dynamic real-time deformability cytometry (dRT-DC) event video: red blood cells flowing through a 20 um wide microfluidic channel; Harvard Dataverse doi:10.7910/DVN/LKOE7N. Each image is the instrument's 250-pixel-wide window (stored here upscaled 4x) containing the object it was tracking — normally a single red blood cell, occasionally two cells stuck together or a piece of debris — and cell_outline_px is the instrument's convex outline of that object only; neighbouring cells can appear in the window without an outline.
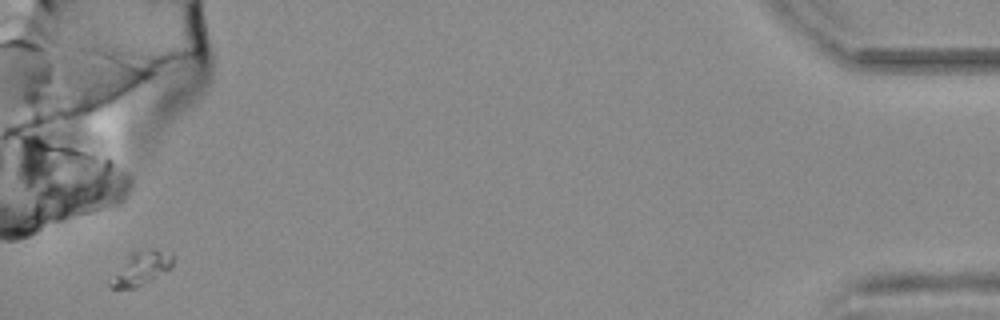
{"species": "common noctule bat (a hibernating species)", "species_latin": "Nyctalus noctula", "temperature_condition": "warm", "stored_images_in_passage": 39, "camera_frame_rate_fps": 3000, "um_per_image_px": 0.085, "animal": {"sex": "female", "body_mass_g": 25.1}, "frame": {"image": 1, "passage_image": 39, "time_ms": 12.667, "image_size_px": [1000, 320], "cell_outline_px": [[172, 268], [152, 280], [136, 288], [112, 288], [108, 284], [108, 280], [132, 252], [140, 248], [156, 248], [172, 252]], "centroid_in_image_um": [12.02, 22.78], "position_along_channel_um": 423.2, "area_um2": 12.48}}